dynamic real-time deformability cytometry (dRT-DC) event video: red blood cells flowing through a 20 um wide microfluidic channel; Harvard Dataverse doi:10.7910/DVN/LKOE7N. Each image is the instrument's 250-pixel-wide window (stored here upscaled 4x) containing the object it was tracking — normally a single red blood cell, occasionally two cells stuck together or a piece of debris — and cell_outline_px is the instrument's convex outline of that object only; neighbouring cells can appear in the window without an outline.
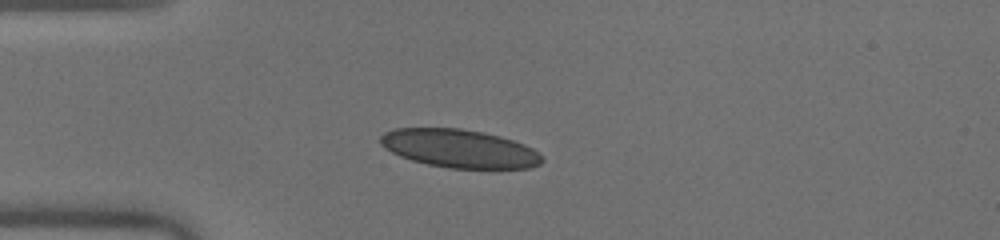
{"species": "human", "species_latin": "Homo sapiens", "temperature_condition": "warm", "stored_images_in_passage": 39, "camera_frame_rate_fps": 3000, "um_per_image_px": 0.085, "donor": {"sex": "male"}, "frame": {"image": 1, "passage_image": 1, "time_ms": 0.0, "image_size_px": [1000, 240], "cell_outline_px": [[544, 160], [540, 164], [528, 168], [448, 168], [428, 164], [412, 160], [400, 156], [384, 148], [380, 144], [380, 136], [384, 132], [396, 128], [460, 128], [484, 132], [500, 136], [524, 144], [532, 148]], "centroid_in_image_um": [39.02, 12.62], "position_along_channel_um": 46.0, "area_um2": 35.95}}
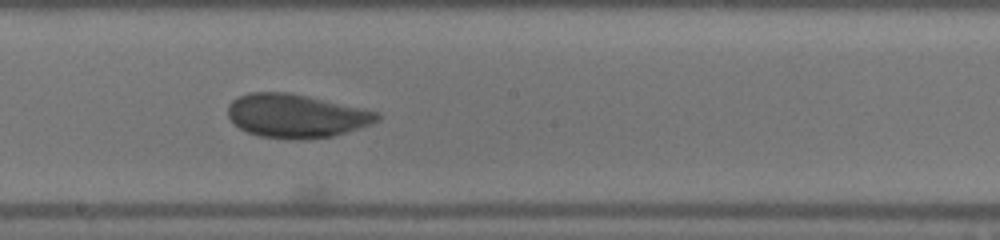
{"frame": {"image": 2, "passage_image": 16, "time_ms": 5.0, "image_size_px": [1000, 240], "cell_outline_px": [[380, 120], [372, 124], [332, 136], [304, 140], [300, 140], [260, 136], [248, 132], [240, 128], [228, 116], [228, 104], [232, 100], [248, 92], [288, 92], [308, 96], [364, 108], [376, 112], [380, 116]], "centroid_in_image_um": [25.18, 9.84], "position_along_channel_um": 223.0, "area_um2": 37.86}}
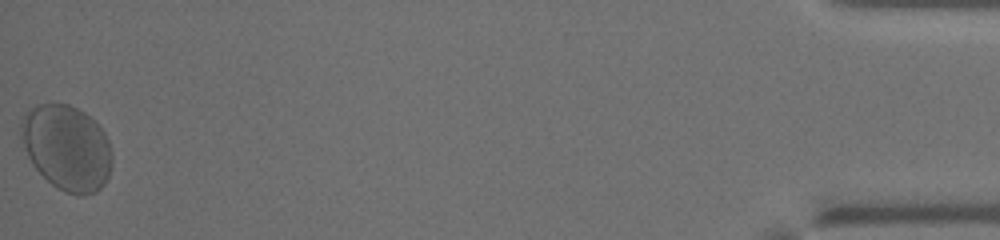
{"frame": {"image": 3, "passage_image": 39, "time_ms": 12.667, "image_size_px": [1000, 240], "cell_outline_px": [[112, 164], [108, 176], [104, 184], [96, 192], [84, 196], [76, 196], [64, 192], [52, 184], [32, 164], [28, 156], [20, 136], [20, 124], [24, 116], [32, 108], [40, 104], [68, 104], [84, 112], [104, 132], [108, 140], [112, 152]], "centroid_in_image_um": [5.69, 12.58], "position_along_channel_um": 429.5, "area_um2": 45.08}}